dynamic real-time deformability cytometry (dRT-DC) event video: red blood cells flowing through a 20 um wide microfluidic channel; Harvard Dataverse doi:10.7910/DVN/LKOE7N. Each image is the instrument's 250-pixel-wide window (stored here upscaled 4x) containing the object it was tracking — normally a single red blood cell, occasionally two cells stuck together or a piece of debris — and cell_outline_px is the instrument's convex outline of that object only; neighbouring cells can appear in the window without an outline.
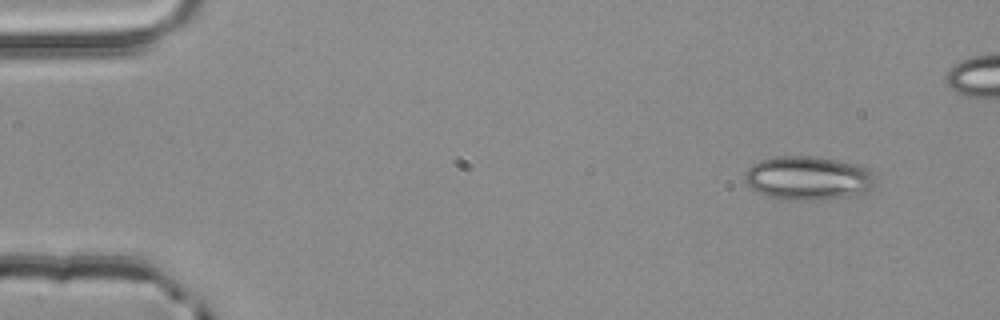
{"species": "common noctule bat (a hibernating species)", "species_latin": "Nyctalus noctula", "temperature_condition": "room temperature", "stored_images_in_passage": 4, "camera_frame_rate_fps": 3000, "um_per_image_px": 0.085, "animal": {"sex": "male", "body_mass_g": 20.4}, "frame": {"image": 1, "passage_image": 1, "time_ms": 0.0, "image_size_px": [1000, 320], "cell_outline_px": [[876, 184], [868, 192], [848, 196], [812, 200], [788, 200], [768, 196], [752, 188], [744, 180], [744, 172], [752, 164], [760, 160], [776, 156], [816, 156], [856, 164], [864, 168], [876, 180]], "centroid_in_image_um": [68.66, 15.13], "position_along_channel_um": 16.3, "area_um2": 33.18}}